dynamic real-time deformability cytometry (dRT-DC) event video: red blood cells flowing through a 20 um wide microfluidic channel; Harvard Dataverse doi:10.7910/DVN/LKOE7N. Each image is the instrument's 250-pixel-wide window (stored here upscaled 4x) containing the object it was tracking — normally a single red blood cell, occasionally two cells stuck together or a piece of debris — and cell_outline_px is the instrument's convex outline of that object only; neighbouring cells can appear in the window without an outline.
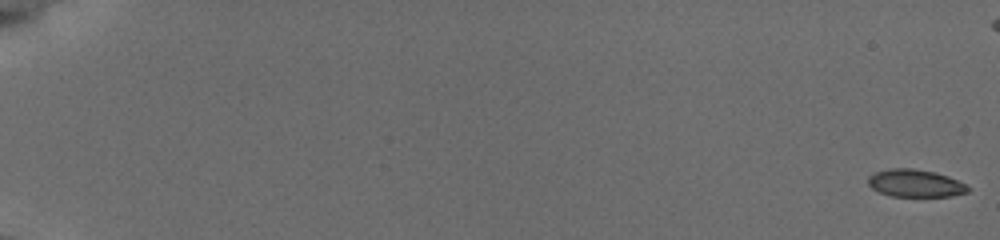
{"species": "common noctule bat (a hibernating species)", "species_latin": "Nyctalus noctula", "temperature_condition": "cold", "stored_images_in_passage": 57, "camera_frame_rate_fps": 3000, "um_per_image_px": 0.085, "animal": {"sex": "female", "body_mass_g": 19.5, "forearm_length_mm": 54.1}, "frame": {"image": 1, "passage_image": 1, "time_ms": 0.0, "image_size_px": [1000, 240], "cell_outline_px": [[972, 188], [968, 192], [952, 196], [892, 196], [880, 192], [872, 188], [868, 184], [868, 176], [876, 172], [888, 168], [912, 168], [936, 172], [948, 176]], "centroid_in_image_um": [77.8, 15.57], "position_along_channel_um": 7.2, "area_um2": 16.01}}
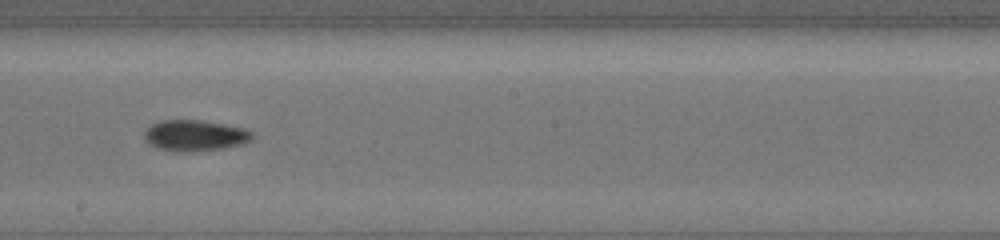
{"frame": {"image": 2, "passage_image": 35, "time_ms": 11.333, "image_size_px": [1000, 240], "cell_outline_px": [[252, 140], [244, 144], [224, 148], [192, 152], [176, 152], [156, 148], [148, 144], [144, 140], [144, 132], [152, 124], [160, 120], [200, 120], [224, 124], [244, 128], [252, 132]], "centroid_in_image_um": [16.55, 11.53], "position_along_channel_um": 231.7, "area_um2": 19.77}}
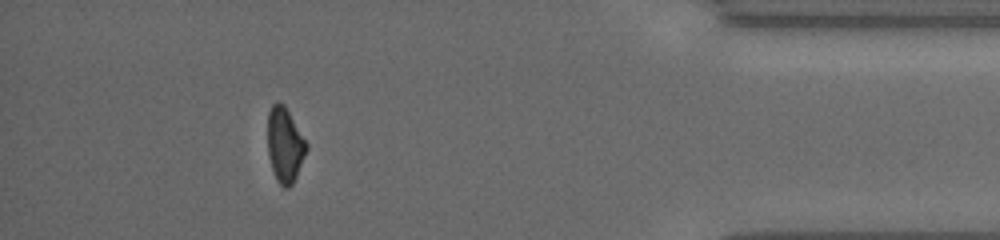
{"frame": {"image": 3, "passage_image": 52, "time_ms": 17.0, "image_size_px": [1000, 240], "cell_outline_px": [[308, 148], [296, 176], [292, 184], [288, 188], [284, 188], [276, 180], [268, 156], [268, 112], [272, 104], [276, 100], [284, 104], [308, 144]], "centroid_in_image_um": [24.2, 12.3], "position_along_channel_um": 411.0, "area_um2": 16.94}}